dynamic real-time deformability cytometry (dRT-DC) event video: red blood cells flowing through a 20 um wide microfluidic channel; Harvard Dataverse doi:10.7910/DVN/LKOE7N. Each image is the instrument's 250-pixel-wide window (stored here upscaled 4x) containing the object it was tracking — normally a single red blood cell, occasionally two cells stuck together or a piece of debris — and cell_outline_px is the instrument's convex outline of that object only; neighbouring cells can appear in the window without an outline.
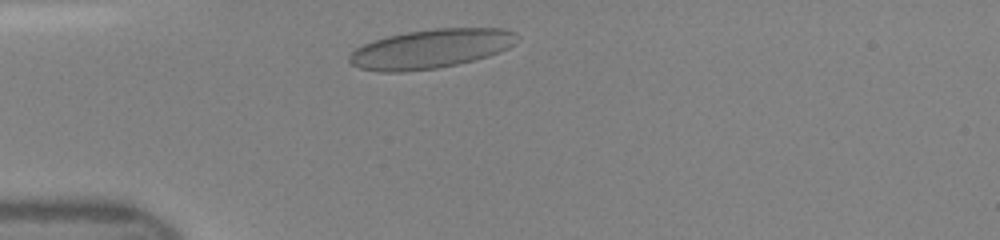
{"species": "human", "species_latin": "Homo sapiens", "temperature_condition": "room temperature", "stored_images_in_passage": 37, "camera_frame_rate_fps": 3000, "um_per_image_px": 0.085, "donor": {"sex": "female"}, "frame": {"image": 1, "passage_image": 3, "time_ms": 0.667, "image_size_px": [1000, 240], "cell_outline_px": [[520, 40], [516, 44], [500, 52], [488, 56], [456, 64], [436, 68], [400, 72], [380, 72], [360, 68], [352, 64], [348, 60], [348, 56], [356, 48], [364, 44], [388, 36], [408, 32], [436, 28], [504, 28], [516, 32], [520, 36]], "centroid_in_image_um": [36.68, 4.14], "position_along_channel_um": 48.3, "area_um2": 38.26}}
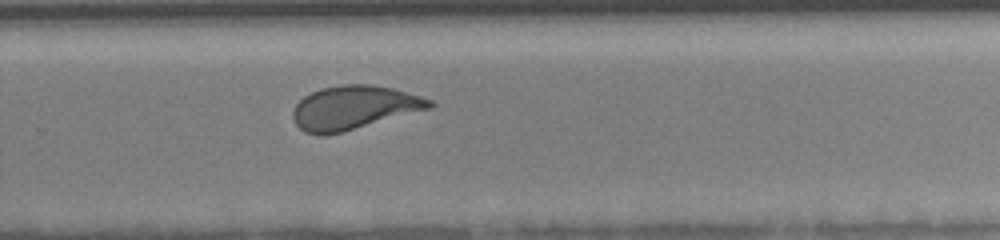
{"frame": {"image": 2, "passage_image": 22, "time_ms": 7.0, "image_size_px": [1000, 240], "cell_outline_px": [[436, 104], [432, 108], [344, 132], [324, 136], [320, 136], [304, 132], [296, 124], [292, 116], [292, 112], [296, 104], [304, 96], [320, 88], [344, 84], [372, 84], [392, 88], [420, 96], [432, 100]], "centroid_in_image_um": [30.08, 9.16], "position_along_channel_um": 299.7, "area_um2": 35.08}}
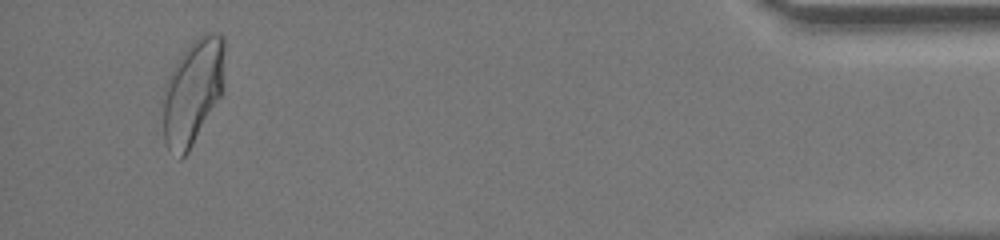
{"frame": {"image": 3, "passage_image": 35, "time_ms": 11.333, "image_size_px": [1000, 240], "cell_outline_px": [[224, 88], [220, 96], [188, 152], [180, 160], [168, 148], [164, 140], [164, 84], [168, 76], [180, 56], [192, 40], [204, 32], [220, 32], [224, 36]], "centroid_in_image_um": [16.41, 7.74], "position_along_channel_um": 418.8, "area_um2": 37.86}}